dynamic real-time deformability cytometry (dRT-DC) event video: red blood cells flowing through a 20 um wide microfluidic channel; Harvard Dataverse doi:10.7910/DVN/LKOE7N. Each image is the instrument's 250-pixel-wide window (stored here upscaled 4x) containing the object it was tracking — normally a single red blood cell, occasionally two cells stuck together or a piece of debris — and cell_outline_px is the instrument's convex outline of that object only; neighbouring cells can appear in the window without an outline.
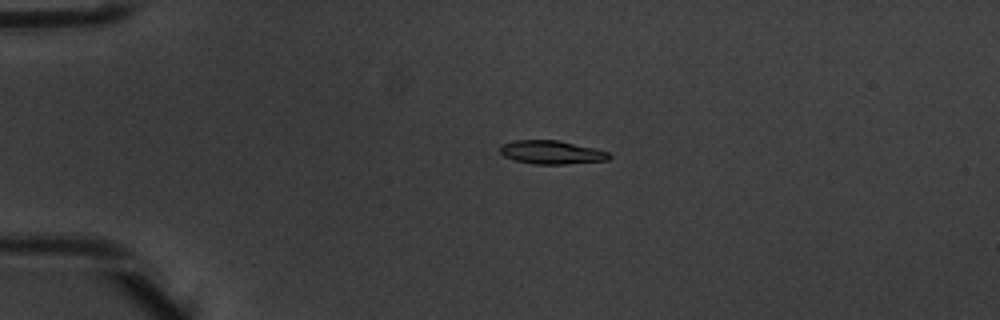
{"species": "common noctule bat (a hibernating species)", "species_latin": "Nyctalus noctula", "temperature_condition": "warm", "stored_images_in_passage": 4, "camera_frame_rate_fps": 3000, "um_per_image_px": 0.085, "animal": {"sex": "male", "body_mass_g": 20.1, "forearm_length_mm": 53.5}, "frame": {"image": 1, "passage_image": 3, "time_ms": 0.667, "image_size_px": [1000, 320], "cell_outline_px": [[612, 156], [608, 160], [564, 164], [532, 164], [516, 160], [504, 156], [500, 152], [500, 144], [516, 140], [560, 140], [596, 148], [608, 152]], "centroid_in_image_um": [46.89, 12.94], "position_along_channel_um": 38.1, "area_um2": 15.03}}